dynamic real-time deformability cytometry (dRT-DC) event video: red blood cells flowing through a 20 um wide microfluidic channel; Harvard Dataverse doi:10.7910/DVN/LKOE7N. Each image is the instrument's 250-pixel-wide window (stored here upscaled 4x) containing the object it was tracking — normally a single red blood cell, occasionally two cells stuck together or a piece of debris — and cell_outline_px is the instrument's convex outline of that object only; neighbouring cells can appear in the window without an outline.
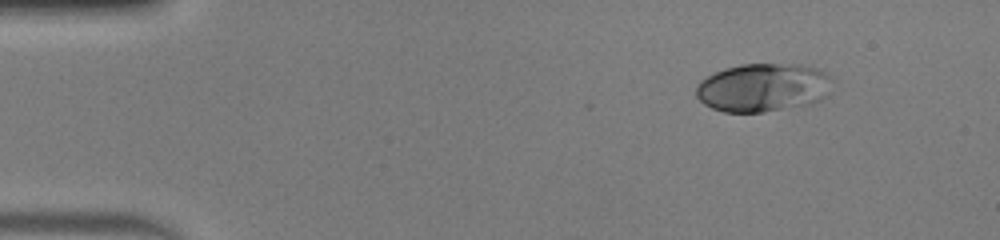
{"species": "human", "species_latin": "Homo sapiens", "temperature_condition": "warm", "stored_images_in_passage": 45, "camera_frame_rate_fps": 3000, "um_per_image_px": 0.085, "donor": {"sex": "male"}, "frame": {"image": 1, "passage_image": 1, "time_ms": 0.0, "image_size_px": [1000, 240], "cell_outline_px": [[836, 80], [828, 96], [812, 104], [764, 112], [724, 112], [712, 108], [704, 104], [696, 96], [696, 84], [700, 80], [724, 68], [740, 64], [792, 64], [816, 68], [832, 76]], "centroid_in_image_um": [64.91, 7.45], "position_along_channel_um": 20.1, "area_um2": 39.02}}
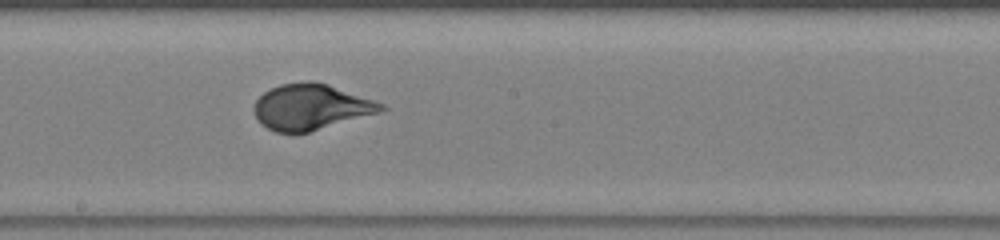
{"frame": {"image": 2, "passage_image": 23, "time_ms": 7.333, "image_size_px": [1000, 240], "cell_outline_px": [[388, 108], [380, 112], [308, 132], [276, 132], [268, 128], [256, 116], [252, 108], [256, 100], [264, 92], [280, 84], [308, 80], [328, 84], [384, 104]], "centroid_in_image_um": [26.42, 9.07], "position_along_channel_um": 221.8, "area_um2": 33.41}}
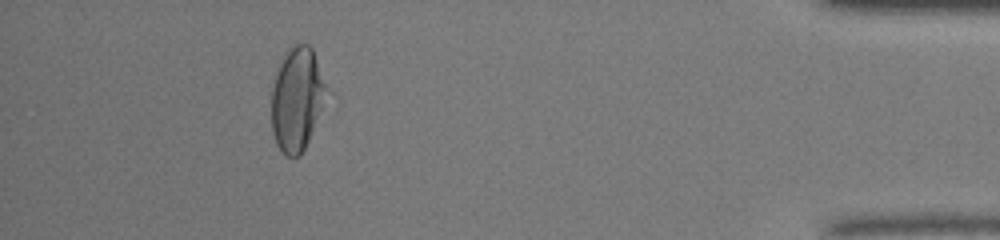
{"frame": {"image": 3, "passage_image": 41, "time_ms": 13.333, "image_size_px": [1000, 240], "cell_outline_px": [[332, 92], [300, 156], [288, 156], [276, 144], [272, 132], [272, 88], [280, 60], [284, 52], [292, 44], [308, 44], [312, 48]], "centroid_in_image_um": [25.3, 8.36], "position_along_channel_um": 409.9, "area_um2": 33.99}, "authors_computed_cell_mechanics": {"area_um2": 35.1424, "velocity_mm_per_s": 4.0626, "shape_relaxation_time_tau1_ms": 3.9589, "shape_relaxation_time_tau2_ms": null, "deformation_change_tau1": 0.2203, "deformation_change_tau2": null}}